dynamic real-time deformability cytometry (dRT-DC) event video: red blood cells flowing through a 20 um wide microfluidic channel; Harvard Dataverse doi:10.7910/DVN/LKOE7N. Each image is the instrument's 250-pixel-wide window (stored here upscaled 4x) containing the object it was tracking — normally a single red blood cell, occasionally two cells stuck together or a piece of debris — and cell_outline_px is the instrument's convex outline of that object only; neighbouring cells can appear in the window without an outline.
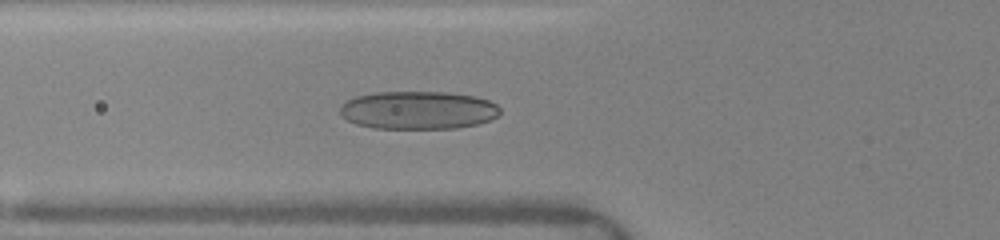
{"species": "human", "species_latin": "Homo sapiens", "temperature_condition": "warm", "stored_images_in_passage": 54, "camera_frame_rate_fps": 3000, "um_per_image_px": 0.085, "donor": {"sex": "female"}, "frame": {"image": 1, "passage_image": 20, "time_ms": 6.0, "image_size_px": [1000, 240], "cell_outline_px": [[500, 112], [496, 116], [488, 120], [476, 124], [456, 128], [372, 128], [356, 124], [340, 116], [340, 104], [356, 96], [376, 92], [448, 92], [472, 96], [488, 100], [496, 104], [500, 108]], "centroid_in_image_um": [35.5, 9.36], "position_along_channel_um": 90.3, "area_um2": 35.43}}
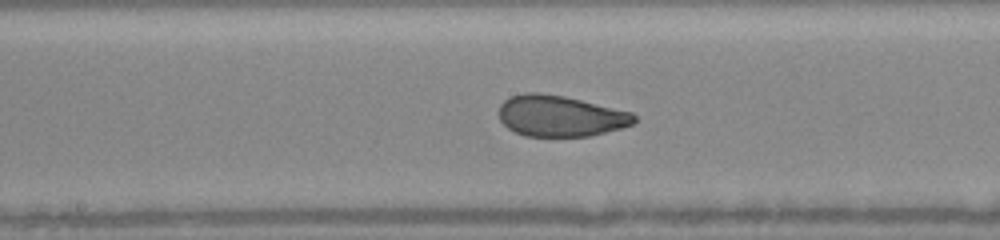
{"frame": {"image": 2, "passage_image": 28, "time_ms": 8.667, "image_size_px": [1000, 240], "cell_outline_px": [[636, 120], [632, 124], [620, 128], [588, 136], [524, 136], [508, 128], [500, 120], [500, 104], [504, 100], [512, 96], [528, 92], [540, 92], [564, 96], [632, 112], [636, 116]], "centroid_in_image_um": [47.61, 9.85], "position_along_channel_um": 200.6, "area_um2": 32.14}}
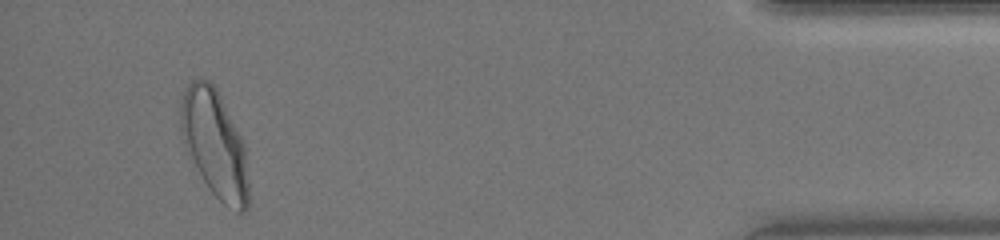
{"frame": {"image": 3, "passage_image": 50, "time_ms": 15.333, "image_size_px": [1000, 240], "cell_outline_px": [[248, 208], [240, 212], [236, 212], [224, 204], [212, 192], [204, 180], [180, 132], [180, 100], [184, 88], [192, 80], [208, 80], [216, 88], [244, 144], [248, 184]], "centroid_in_image_um": [18.24, 12.21], "position_along_channel_um": 417.0, "area_um2": 41.38}, "authors_computed_cell_mechanics": {"area_um2": 34.391, "velocity_mm_per_s": 4.1053, "shape_relaxation_time_tau1_ms": 4.5918, "shape_relaxation_time_tau2_ms": 1.0158, "deformation_change_tau1": 0.171, "deformation_change_tau2": 0.0654}}